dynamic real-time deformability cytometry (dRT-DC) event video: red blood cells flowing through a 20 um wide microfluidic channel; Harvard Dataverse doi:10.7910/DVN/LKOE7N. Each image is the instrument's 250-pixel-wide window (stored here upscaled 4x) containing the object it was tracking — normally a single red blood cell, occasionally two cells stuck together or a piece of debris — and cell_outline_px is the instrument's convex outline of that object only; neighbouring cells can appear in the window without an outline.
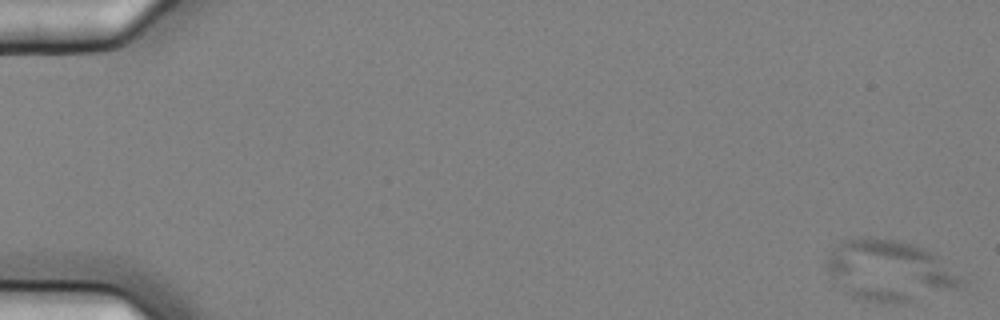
{"species": "common noctule bat (a hibernating species)", "species_latin": "Nyctalus noctula", "temperature_condition": "cold", "stored_images_in_passage": 5, "camera_frame_rate_fps": 3000, "um_per_image_px": 0.085, "animal": {"sex": "female", "body_mass_g": 25.1}, "frame": {"image": 1, "passage_image": 1, "time_ms": 0.0, "image_size_px": [1000, 320], "cell_outline_px": [[964, 288], [912, 304], [896, 304], [868, 300], [852, 296], [832, 284], [824, 268], [824, 264], [832, 244], [844, 240], [864, 236], [872, 236], [896, 240], [912, 244], [936, 252], [964, 280]], "centroid_in_image_um": [75.61, 23.02], "position_along_channel_um": 9.4, "area_um2": 50.0}}